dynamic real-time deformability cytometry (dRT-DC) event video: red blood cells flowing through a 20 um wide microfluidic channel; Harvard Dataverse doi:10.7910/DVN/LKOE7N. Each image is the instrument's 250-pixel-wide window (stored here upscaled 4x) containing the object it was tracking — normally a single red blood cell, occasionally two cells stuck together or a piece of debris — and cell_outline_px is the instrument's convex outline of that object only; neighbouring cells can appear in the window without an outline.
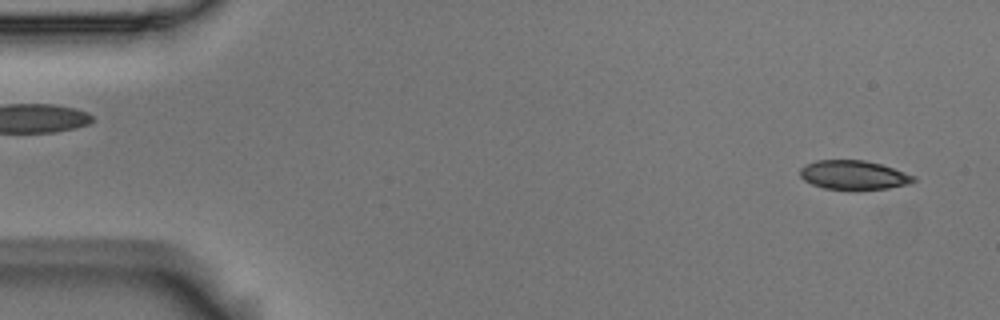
{"species": "Egyptian fruit bat (a non-hibernating species)", "species_latin": "Rousettus aegyptiacus", "temperature_condition": "room temperature", "stored_images_in_passage": 2, "camera_frame_rate_fps": 3000, "um_per_image_px": 0.085, "animal": {"sex": "male"}, "frame": {"image": 1, "passage_image": 2, "time_ms": 0.333, "image_size_px": [1000, 320], "cell_outline_px": [[916, 180], [908, 184], [888, 188], [824, 188], [812, 184], [804, 180], [800, 176], [800, 168], [804, 164], [816, 160], [864, 160], [880, 164], [916, 176]], "centroid_in_image_um": [72.53, 14.85], "position_along_channel_um": 12.5, "area_um2": 18.84}}